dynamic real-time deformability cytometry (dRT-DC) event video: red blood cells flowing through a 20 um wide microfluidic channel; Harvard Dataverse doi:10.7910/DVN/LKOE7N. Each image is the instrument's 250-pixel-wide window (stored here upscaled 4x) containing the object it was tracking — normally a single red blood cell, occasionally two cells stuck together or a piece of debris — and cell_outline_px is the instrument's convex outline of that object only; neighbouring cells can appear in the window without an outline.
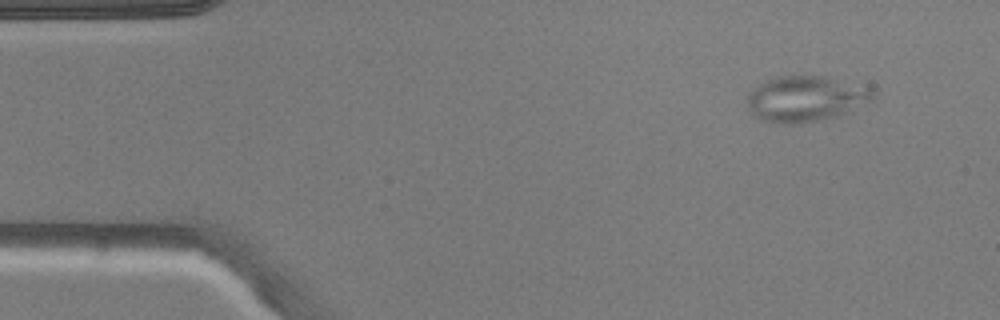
{"species": "common noctule bat (a hibernating species)", "species_latin": "Nyctalus noctula", "temperature_condition": "warm", "stored_images_in_passage": 6, "segment_of_instrument_passage": [1, 2], "camera_frame_rate_fps": 3000, "um_per_image_px": 0.085, "animal": {"sex": "male", "body_mass_g": 20.5, "forearm_length_mm": 52.5}, "frame": {"image": 1, "passage_image": 1, "time_ms": 0.0, "image_size_px": [1000, 320], "cell_outline_px": [[876, 96], [872, 100], [848, 112], [836, 116], [800, 124], [780, 124], [764, 120], [756, 116], [748, 108], [748, 92], [760, 84], [776, 76], [824, 76], [872, 84], [876, 88]], "centroid_in_image_um": [68.61, 8.37], "position_along_channel_um": 16.4, "area_um2": 34.16}}
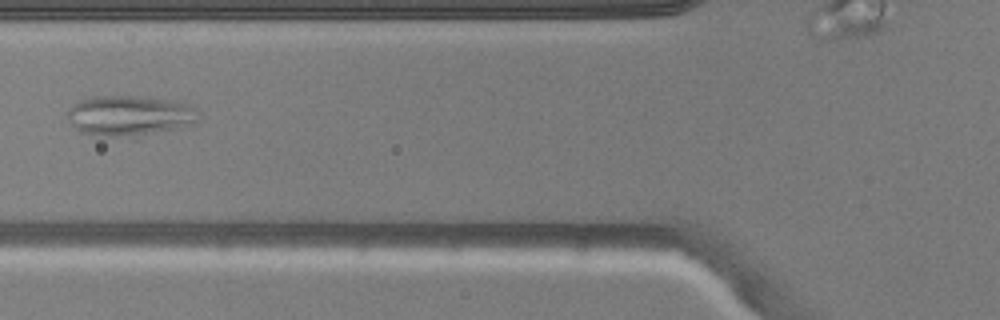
{"frame": {"image": 2, "passage_image": 5, "time_ms": 4.667, "image_size_px": [1000, 320], "cell_outline_px": [[196, 120], [192, 124], [140, 140], [132, 140], [100, 136], [80, 132], [72, 124], [68, 116], [68, 108], [80, 100], [92, 96], [136, 96], [168, 100], [192, 104], [196, 108]], "centroid_in_image_um": [11.03, 9.9], "position_along_channel_um": 114.8, "area_um2": 31.91}}